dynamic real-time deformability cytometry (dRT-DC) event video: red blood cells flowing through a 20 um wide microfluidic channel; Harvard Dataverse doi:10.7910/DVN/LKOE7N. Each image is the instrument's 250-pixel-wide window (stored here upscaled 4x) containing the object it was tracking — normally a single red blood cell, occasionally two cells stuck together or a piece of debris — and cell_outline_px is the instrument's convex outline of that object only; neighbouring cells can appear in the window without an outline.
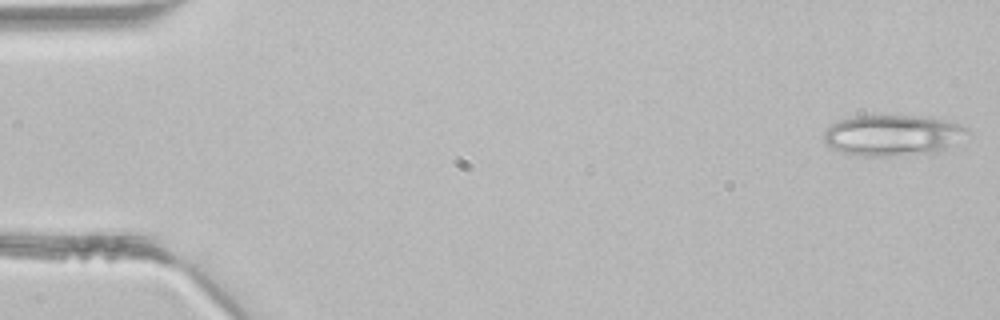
{"species": "common noctule bat (a hibernating species)", "species_latin": "Nyctalus noctula", "temperature_condition": "room temperature", "stored_images_in_passage": 3, "camera_frame_rate_fps": 3000, "um_per_image_px": 0.085, "animal": {"sex": "male", "body_mass_g": 21.5, "forearm_length_mm": 52.0}, "frame": {"image": 1, "passage_image": 1, "time_ms": 0.0, "image_size_px": [1000, 320], "cell_outline_px": [[972, 132], [944, 148], [936, 152], [892, 156], [860, 156], [840, 152], [832, 148], [824, 140], [824, 132], [832, 124], [840, 120], [852, 116], [932, 116], [960, 124], [968, 128]], "centroid_in_image_um": [75.89, 11.49], "position_along_channel_um": 9.1, "area_um2": 34.22}}